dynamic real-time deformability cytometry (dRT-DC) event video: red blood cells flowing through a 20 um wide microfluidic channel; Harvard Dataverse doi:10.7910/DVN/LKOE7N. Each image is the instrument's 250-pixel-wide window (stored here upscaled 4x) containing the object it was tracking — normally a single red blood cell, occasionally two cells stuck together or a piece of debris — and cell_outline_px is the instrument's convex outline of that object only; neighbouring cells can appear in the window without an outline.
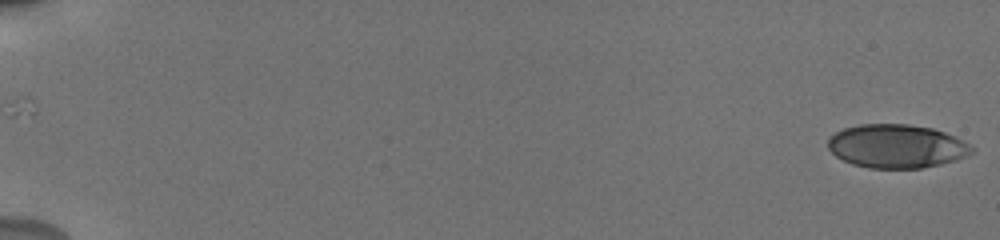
{"species": "human", "species_latin": "Homo sapiens", "temperature_condition": "cold", "stored_images_in_passage": 56, "camera_frame_rate_fps": 3000, "um_per_image_px": 0.085, "donor": {"sex": "male"}, "frame": {"image": 1, "passage_image": 1, "time_ms": 0.0, "image_size_px": [1000, 240], "cell_outline_px": [[976, 152], [956, 160], [940, 164], [920, 168], [868, 168], [852, 164], [836, 156], [828, 148], [828, 140], [836, 132], [844, 128], [860, 124], [908, 124], [932, 128], [956, 136], [976, 148]], "centroid_in_image_um": [76.25, 12.43], "position_along_channel_um": 8.7, "area_um2": 36.65}}
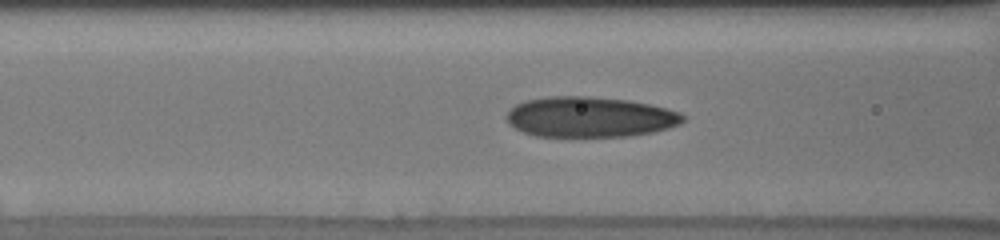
{"frame": {"image": 2, "passage_image": 25, "time_ms": 8.0, "image_size_px": [1000, 240], "cell_outline_px": [[684, 120], [680, 124], [668, 128], [652, 132], [628, 136], [536, 136], [524, 132], [508, 124], [508, 112], [516, 104], [528, 100], [548, 96], [588, 96], [628, 100], [648, 104], [680, 112], [684, 116]], "centroid_in_image_um": [50.15, 9.94], "position_along_channel_um": 116.5, "area_um2": 41.21}}
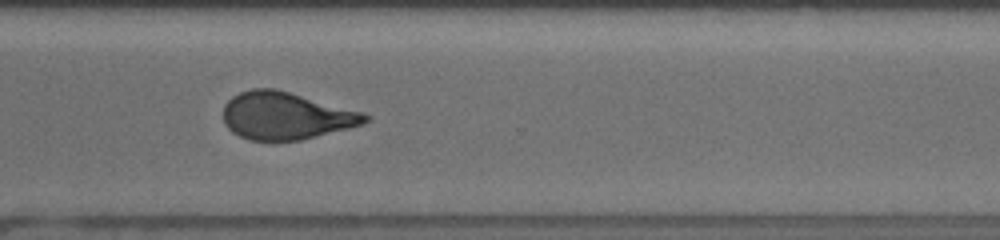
{"frame": {"image": 3, "passage_image": 43, "time_ms": 14.0, "image_size_px": [1000, 240], "cell_outline_px": [[372, 116], [368, 120], [360, 124], [348, 128], [300, 140], [248, 140], [232, 132], [224, 124], [224, 104], [232, 96], [240, 92], [252, 88], [276, 88], [360, 112]], "centroid_in_image_um": [24.24, 9.83], "position_along_channel_um": 346.4, "area_um2": 38.73}, "authors_computed_cell_mechanics": {"area_um2": 39.1595, "velocity_mm_per_s": 3.8352, "shape_relaxation_time_tau1_ms": 11.3577, "shape_relaxation_time_tau2_ms": 1.3917, "deformation_change_tau1": 0.2559, "deformation_change_tau2": 0.0851}}